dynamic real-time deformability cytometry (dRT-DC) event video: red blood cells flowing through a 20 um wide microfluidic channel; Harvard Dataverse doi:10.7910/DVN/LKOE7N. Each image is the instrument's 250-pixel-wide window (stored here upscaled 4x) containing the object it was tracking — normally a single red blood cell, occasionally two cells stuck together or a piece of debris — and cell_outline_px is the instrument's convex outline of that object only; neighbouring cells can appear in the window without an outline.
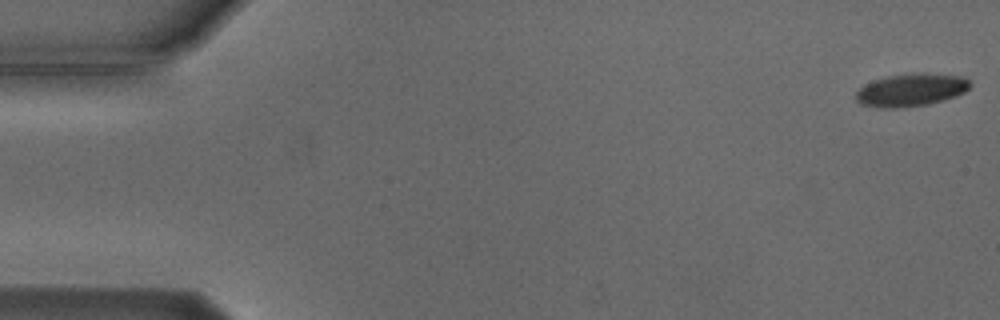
{"species": "Egyptian fruit bat (a non-hibernating species)", "species_latin": "Rousettus aegyptiacus", "temperature_condition": "cold", "stored_images_in_passage": 5, "camera_frame_rate_fps": 3000, "um_per_image_px": 0.085, "animal": {"sex": "male"}, "frame": {"image": 1, "passage_image": 1, "time_ms": 0.0, "image_size_px": [1000, 320], "cell_outline_px": [[972, 84], [964, 92], [956, 96], [928, 104], [896, 108], [880, 108], [860, 104], [856, 100], [856, 92], [864, 84], [888, 76], [916, 72], [924, 72], [960, 76], [968, 80]], "centroid_in_image_um": [77.43, 7.64], "position_along_channel_um": 7.6, "area_um2": 21.79}}